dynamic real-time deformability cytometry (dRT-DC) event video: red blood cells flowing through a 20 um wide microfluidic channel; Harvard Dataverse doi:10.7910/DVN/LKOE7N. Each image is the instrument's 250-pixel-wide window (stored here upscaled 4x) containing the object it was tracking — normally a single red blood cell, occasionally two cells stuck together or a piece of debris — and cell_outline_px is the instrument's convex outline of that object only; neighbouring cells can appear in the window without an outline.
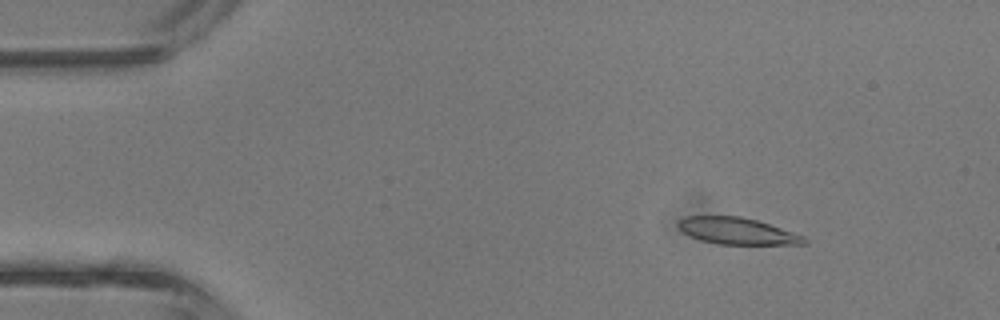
{"species": "common noctule bat (a hibernating species)", "species_latin": "Nyctalus noctula", "temperature_condition": "room temperature", "stored_images_in_passage": 38, "camera_frame_rate_fps": 3000, "um_per_image_px": 0.085, "animal": {"sex": "male", "body_mass_g": 13.3}, "frame": {"image": 1, "passage_image": 2, "time_ms": 0.333, "image_size_px": [1000, 320], "cell_outline_px": [[808, 244], [720, 244], [700, 240], [684, 232], [676, 224], [684, 216], [740, 216], [756, 220], [804, 236], [808, 240]], "centroid_in_image_um": [62.66, 19.63], "position_along_channel_um": 22.3, "area_um2": 19.31}}
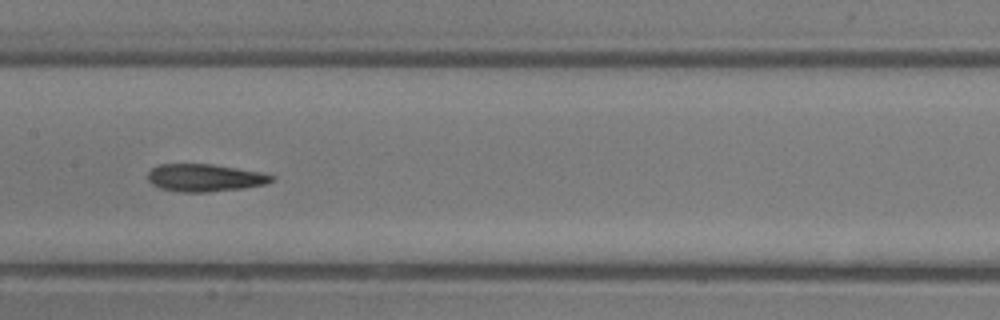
{"frame": {"image": 2, "passage_image": 17, "time_ms": 5.333, "image_size_px": [1000, 320], "cell_outline_px": [[276, 180], [264, 184], [244, 188], [208, 192], [180, 192], [160, 188], [152, 184], [148, 180], [148, 172], [156, 164], [212, 164], [264, 172], [276, 176]], "centroid_in_image_um": [17.44, 15.1], "position_along_channel_um": 190.0, "area_um2": 20.11}}
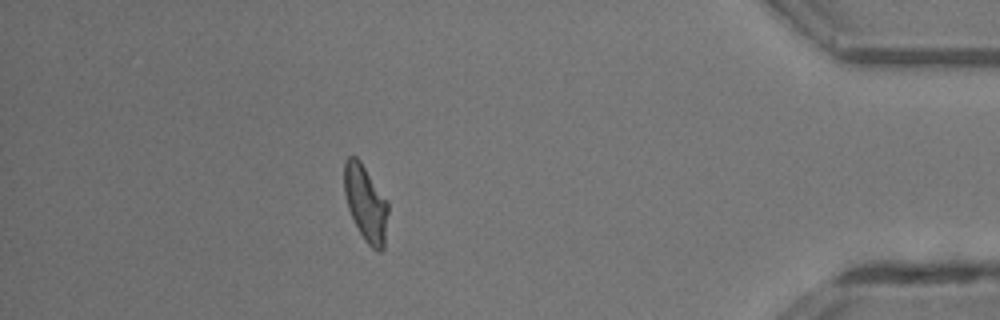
{"frame": {"image": 3, "passage_image": 33, "time_ms": 10.667, "image_size_px": [1000, 320], "cell_outline_px": [[388, 212], [384, 248], [380, 252], [376, 252], [364, 240], [348, 208], [344, 192], [344, 160], [348, 156], [356, 156], [360, 160], [388, 200]], "centroid_in_image_um": [31.09, 17.26], "position_along_channel_um": 404.1, "area_um2": 19.59}, "authors_computed_cell_mechanics": {"area_um2": 19.7965, "velocity_mm_per_s": 4.9315, "shape_relaxation_time_tau1_ms": 4.4117, "shape_relaxation_time_tau2_ms": 2.7953, "deformation_change_tau1": 0.1659, "deformation_change_tau2": 0.1346}}